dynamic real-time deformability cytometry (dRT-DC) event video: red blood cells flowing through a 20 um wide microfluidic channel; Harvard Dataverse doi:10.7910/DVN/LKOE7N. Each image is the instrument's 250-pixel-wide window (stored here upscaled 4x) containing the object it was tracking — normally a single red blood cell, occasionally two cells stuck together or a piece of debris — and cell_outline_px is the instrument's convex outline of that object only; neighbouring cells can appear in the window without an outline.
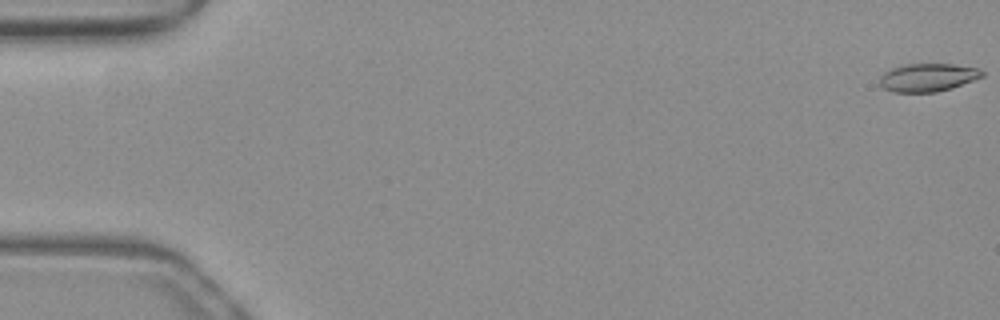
{"species": "common noctule bat (a hibernating species)", "species_latin": "Nyctalus noctula", "temperature_condition": "warm", "stored_images_in_passage": 53, "camera_frame_rate_fps": 3000, "um_per_image_px": 0.085, "animal": {"sex": "female", "body_mass_g": 19.3, "forearm_length_mm": 54.1}, "frame": {"image": 1, "passage_image": 1, "time_ms": 0.0, "image_size_px": [1000, 320], "cell_outline_px": [[984, 76], [952, 88], [936, 92], [892, 92], [884, 88], [880, 84], [880, 76], [884, 72], [892, 68], [908, 64], [952, 64], [980, 68], [984, 72]], "centroid_in_image_um": [78.88, 6.58], "position_along_channel_um": 6.1, "area_um2": 16.76}}
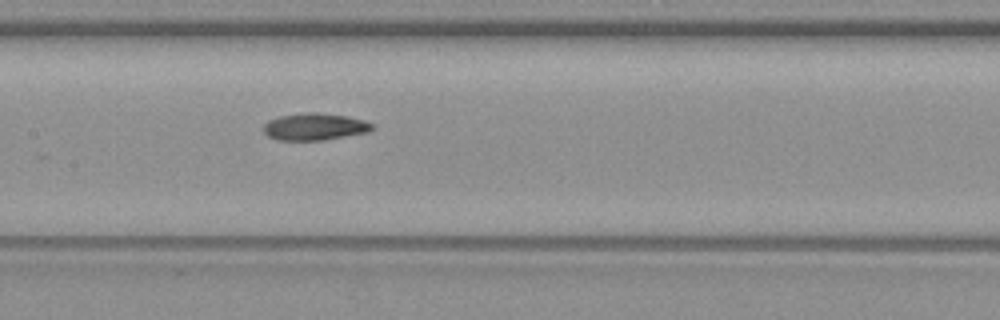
{"frame": {"image": 2, "passage_image": 26, "time_ms": 8.333, "image_size_px": [1000, 320], "cell_outline_px": [[372, 128], [368, 132], [324, 140], [276, 140], [268, 136], [264, 132], [264, 124], [268, 120], [280, 116], [312, 112], [316, 112], [344, 116], [364, 120], [372, 124]], "centroid_in_image_um": [26.72, 10.78], "position_along_channel_um": 180.7, "area_um2": 16.88}}
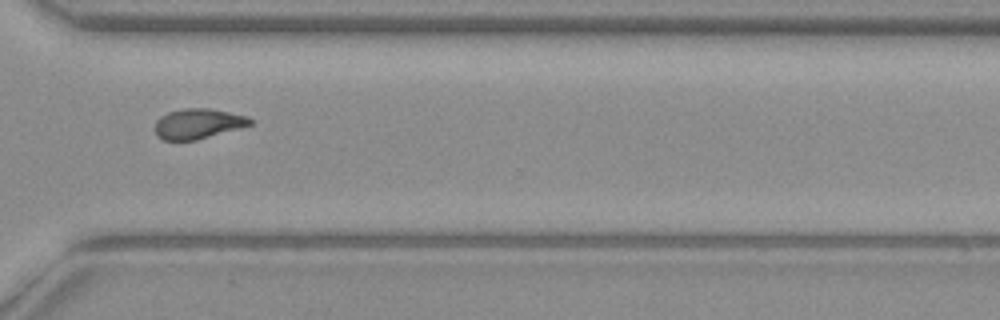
{"frame": {"image": 3, "passage_image": 39, "time_ms": 12.667, "image_size_px": [1000, 320], "cell_outline_px": [[252, 124], [240, 128], [196, 140], [164, 140], [156, 136], [156, 120], [160, 116], [168, 112], [184, 108], [208, 108], [248, 116], [252, 120]], "centroid_in_image_um": [16.82, 10.51], "position_along_channel_um": 353.8, "area_um2": 16.65}}